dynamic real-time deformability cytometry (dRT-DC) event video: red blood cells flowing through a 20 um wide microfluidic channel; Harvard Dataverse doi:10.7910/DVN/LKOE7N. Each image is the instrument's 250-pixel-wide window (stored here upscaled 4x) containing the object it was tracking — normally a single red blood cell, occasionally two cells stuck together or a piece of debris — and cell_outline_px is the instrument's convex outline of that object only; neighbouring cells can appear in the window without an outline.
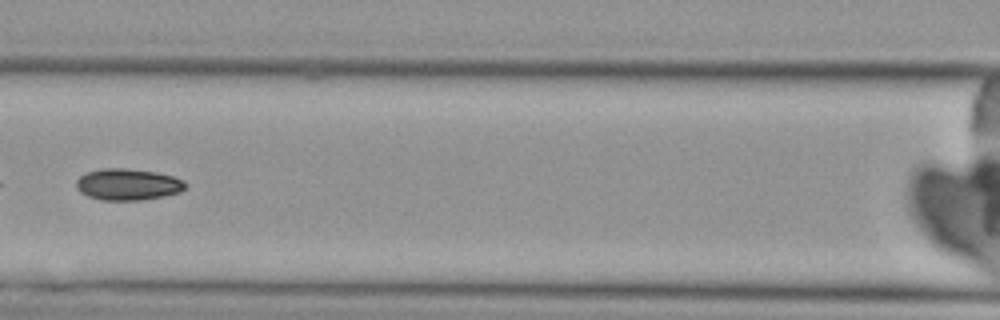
{"species": "Egyptian fruit bat (a non-hibernating species)", "species_latin": "Rousettus aegyptiacus", "temperature_condition": "cold", "stored_images_in_passage": 6, "camera_frame_rate_fps": 3000, "um_per_image_px": 0.085, "animal": {"sex": "female"}, "frame": {"image": 1, "passage_image": 6, "time_ms": 7.667, "image_size_px": [1000, 320], "cell_outline_px": [[188, 184], [180, 192], [164, 196], [140, 200], [100, 200], [88, 196], [80, 192], [76, 188], [76, 180], [80, 176], [88, 172], [100, 168], [124, 168], [156, 172], [172, 176], [184, 180]], "centroid_in_image_um": [10.86, 15.67], "position_along_channel_um": 155.7, "area_um2": 20.11}}